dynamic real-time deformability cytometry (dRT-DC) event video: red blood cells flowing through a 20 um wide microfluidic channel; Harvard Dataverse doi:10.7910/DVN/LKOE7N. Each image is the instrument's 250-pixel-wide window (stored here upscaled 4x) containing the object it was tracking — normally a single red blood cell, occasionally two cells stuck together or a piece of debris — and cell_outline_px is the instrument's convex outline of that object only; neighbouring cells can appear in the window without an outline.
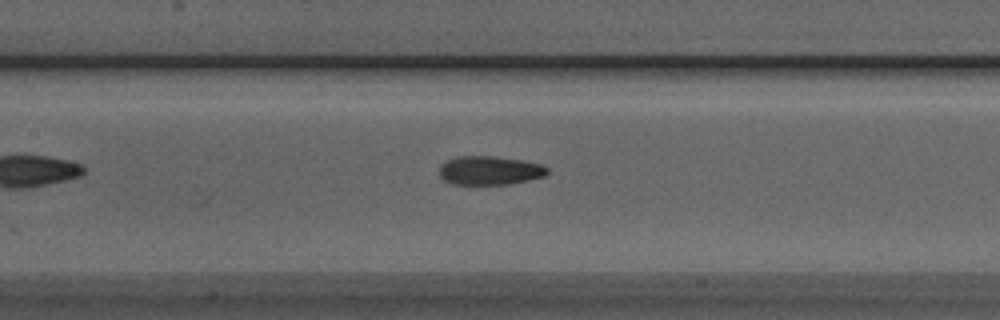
{"species": "Egyptian fruit bat (a non-hibernating species)", "species_latin": "Rousettus aegyptiacus", "temperature_condition": "room temperature", "stored_images_in_passage": 34, "camera_frame_rate_fps": 3000, "um_per_image_px": 0.085, "animal": {"sex": "male"}, "frame": {"image": 1, "passage_image": 8, "time_ms": 2.333, "image_size_px": [1000, 320], "cell_outline_px": [[548, 172], [544, 176], [528, 180], [508, 184], [452, 184], [444, 180], [440, 176], [440, 164], [456, 156], [496, 156], [524, 160], [540, 164], [548, 168]], "centroid_in_image_um": [41.61, 14.48], "position_along_channel_um": 165.8, "area_um2": 18.15}}
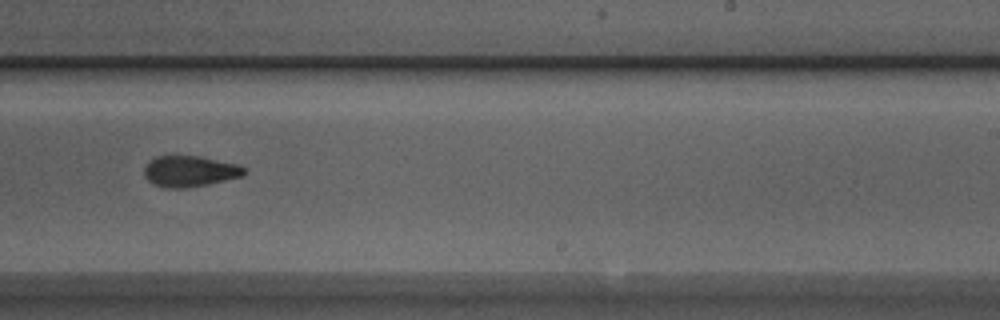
{"frame": {"image": 2, "passage_image": 16, "time_ms": 5.0, "image_size_px": [1000, 320], "cell_outline_px": [[248, 172], [240, 176], [208, 184], [184, 188], [164, 188], [152, 184], [144, 176], [144, 168], [148, 160], [156, 156], [200, 156], [240, 164]], "centroid_in_image_um": [16.1, 14.55], "position_along_channel_um": 272.9, "area_um2": 18.21}}
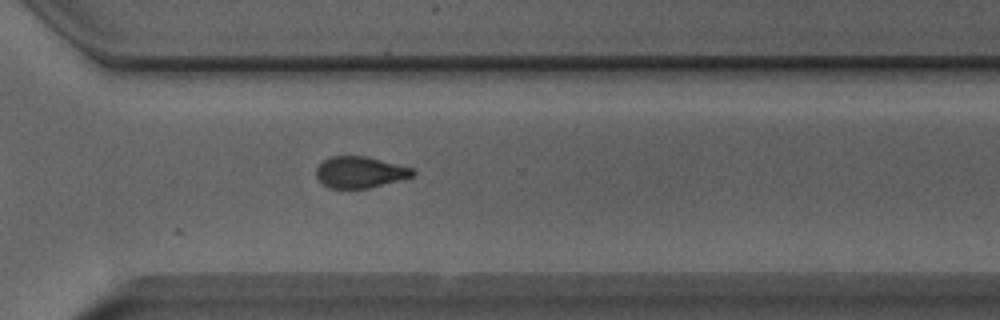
{"frame": {"image": 3, "passage_image": 21, "time_ms": 6.667, "image_size_px": [1000, 320], "cell_outline_px": [[416, 172], [412, 176], [368, 188], [328, 188], [316, 176], [316, 168], [328, 156], [364, 156], [412, 168]], "centroid_in_image_um": [30.55, 14.63], "position_along_channel_um": 340.0, "area_um2": 17.28}}